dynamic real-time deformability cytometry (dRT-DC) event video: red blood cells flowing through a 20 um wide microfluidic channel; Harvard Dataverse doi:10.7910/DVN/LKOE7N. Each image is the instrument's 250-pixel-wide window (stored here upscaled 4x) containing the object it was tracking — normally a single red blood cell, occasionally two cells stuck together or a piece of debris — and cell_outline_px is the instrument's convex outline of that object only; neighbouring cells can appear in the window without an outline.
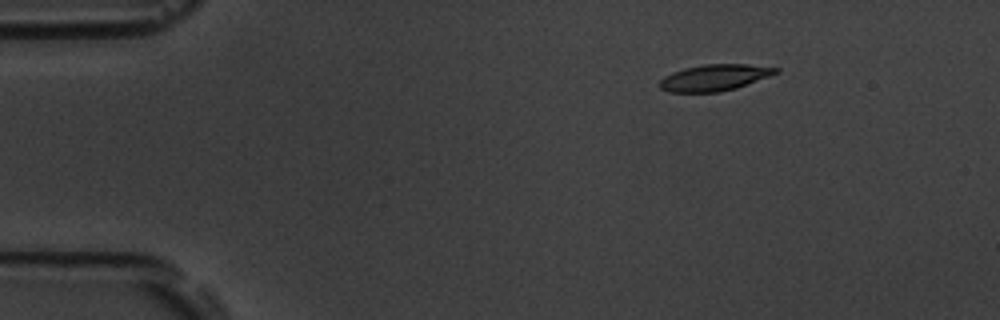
{"species": "common noctule bat (a hibernating species)", "species_latin": "Nyctalus noctula", "temperature_condition": "room temperature", "stored_images_in_passage": 6, "camera_frame_rate_fps": 3000, "um_per_image_px": 0.085, "animal": {"sex": "male", "body_mass_g": 19.5, "forearm_length_mm": 54.6}, "frame": {"image": 1, "passage_image": 1, "time_ms": 0.0, "image_size_px": [1000, 320], "cell_outline_px": [[780, 72], [736, 88], [720, 92], [668, 92], [660, 88], [656, 84], [664, 76], [672, 72], [684, 68], [704, 64], [748, 64], [780, 68]], "centroid_in_image_um": [60.7, 6.59], "position_along_channel_um": 24.3, "area_um2": 17.98}}